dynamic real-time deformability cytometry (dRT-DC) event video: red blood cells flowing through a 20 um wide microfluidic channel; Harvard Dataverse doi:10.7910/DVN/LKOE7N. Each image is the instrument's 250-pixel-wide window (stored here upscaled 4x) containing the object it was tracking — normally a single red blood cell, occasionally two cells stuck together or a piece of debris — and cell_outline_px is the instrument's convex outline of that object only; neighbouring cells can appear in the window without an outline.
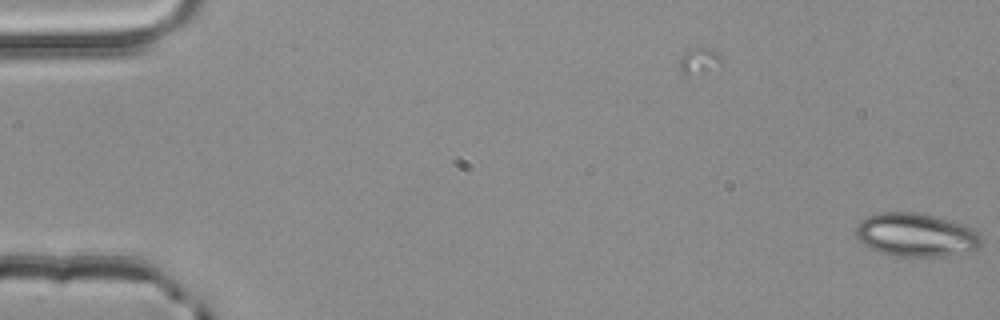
{"species": "common noctule bat (a hibernating species)", "species_latin": "Nyctalus noctula", "temperature_condition": "room temperature", "stored_images_in_passage": 7, "camera_frame_rate_fps": 3000, "um_per_image_px": 0.085, "animal": {"sex": "male", "body_mass_g": 20.4}, "frame": {"image": 1, "passage_image": 7, "time_ms": 2.0, "image_size_px": [1000, 320], "cell_outline_px": [[984, 240], [976, 248], [944, 256], [896, 256], [880, 252], [868, 248], [856, 236], [856, 228], [868, 216], [880, 212], [920, 212], [960, 224], [972, 228]], "centroid_in_image_um": [77.83, 19.96], "position_along_channel_um": 7.2, "area_um2": 31.21}}